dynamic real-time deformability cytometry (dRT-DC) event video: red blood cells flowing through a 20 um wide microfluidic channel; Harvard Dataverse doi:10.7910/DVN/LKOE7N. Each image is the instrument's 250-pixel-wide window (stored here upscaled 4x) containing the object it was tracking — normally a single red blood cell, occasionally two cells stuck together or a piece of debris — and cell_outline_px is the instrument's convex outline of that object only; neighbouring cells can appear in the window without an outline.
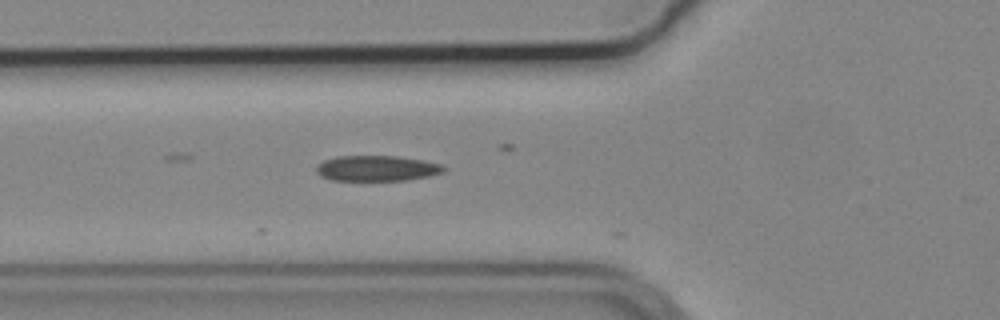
{"species": "common noctule bat (a hibernating species)", "species_latin": "Nyctalus noctula", "temperature_condition": "cold", "stored_images_in_passage": 9, "camera_frame_rate_fps": 3000, "um_per_image_px": 0.085, "animal": {"sex": "male", "body_mass_g": 19.2, "forearm_length_mm": 51.8}, "frame": {"image": 1, "passage_image": 5, "time_ms": 1.333, "image_size_px": [1000, 320], "cell_outline_px": [[448, 168], [444, 172], [428, 176], [408, 180], [332, 180], [320, 176], [316, 172], [316, 164], [324, 160], [336, 156], [396, 156], [424, 160], [444, 164]], "centroid_in_image_um": [32.06, 14.3], "position_along_channel_um": 93.7, "area_um2": 19.19}}